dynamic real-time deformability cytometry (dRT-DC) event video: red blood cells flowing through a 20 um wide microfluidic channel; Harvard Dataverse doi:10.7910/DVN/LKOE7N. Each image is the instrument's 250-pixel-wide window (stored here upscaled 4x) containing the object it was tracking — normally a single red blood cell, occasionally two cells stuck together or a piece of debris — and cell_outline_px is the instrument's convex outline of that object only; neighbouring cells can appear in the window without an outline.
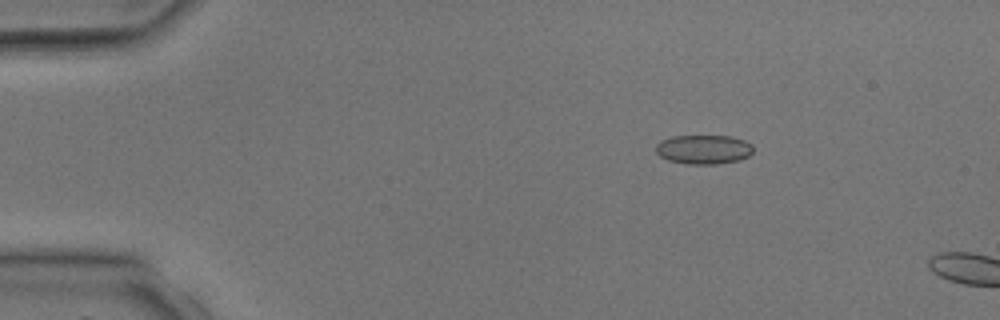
{"species": "common noctule bat (a hibernating species)", "species_latin": "Nyctalus noctula", "temperature_condition": "room temperature", "stored_images_in_passage": 2, "camera_frame_rate_fps": 3000, "um_per_image_px": 0.085, "animal": {"sex": "male", "body_mass_g": 17.9, "forearm_length_mm": 54.2}, "frame": {"image": 1, "passage_image": 1, "time_ms": 0.0, "image_size_px": [1000, 320], "cell_outline_px": [[752, 152], [748, 156], [740, 160], [716, 164], [688, 164], [668, 160], [660, 156], [656, 152], [656, 144], [660, 140], [672, 136], [728, 136], [744, 140], [752, 144]], "centroid_in_image_um": [59.79, 12.7], "position_along_channel_um": 25.2, "area_um2": 16.59}}